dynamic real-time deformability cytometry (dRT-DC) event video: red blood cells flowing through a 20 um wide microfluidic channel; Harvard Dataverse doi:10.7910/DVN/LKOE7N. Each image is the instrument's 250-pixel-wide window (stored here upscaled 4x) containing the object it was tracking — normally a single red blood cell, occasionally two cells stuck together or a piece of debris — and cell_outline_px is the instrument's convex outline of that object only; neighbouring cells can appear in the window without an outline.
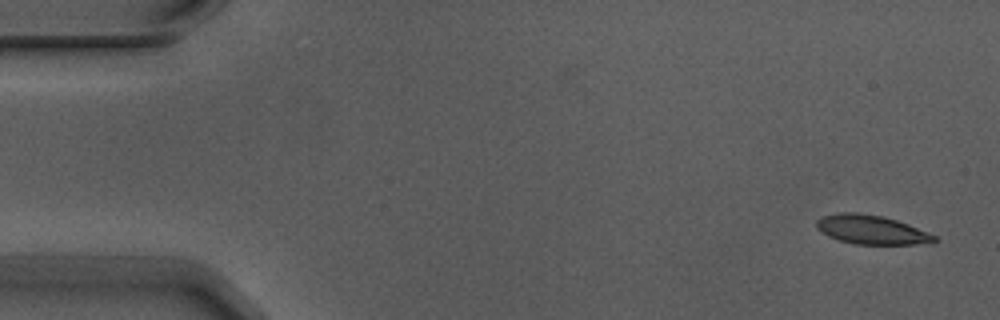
{"species": "Egyptian fruit bat (a non-hibernating species)", "species_latin": "Rousettus aegyptiacus", "temperature_condition": "warm", "stored_images_in_passage": 2, "camera_frame_rate_fps": 3000, "um_per_image_px": 0.085, "animal": {"sex": "male"}, "frame": {"image": 1, "passage_image": 2, "time_ms": 0.333, "image_size_px": [1000, 320], "cell_outline_px": [[940, 240], [932, 244], [856, 244], [840, 240], [828, 236], [820, 232], [816, 228], [816, 220], [820, 216], [840, 212], [856, 212], [884, 216], [908, 224], [936, 236]], "centroid_in_image_um": [74.07, 19.52], "position_along_channel_um": 10.9, "area_um2": 20.17}}